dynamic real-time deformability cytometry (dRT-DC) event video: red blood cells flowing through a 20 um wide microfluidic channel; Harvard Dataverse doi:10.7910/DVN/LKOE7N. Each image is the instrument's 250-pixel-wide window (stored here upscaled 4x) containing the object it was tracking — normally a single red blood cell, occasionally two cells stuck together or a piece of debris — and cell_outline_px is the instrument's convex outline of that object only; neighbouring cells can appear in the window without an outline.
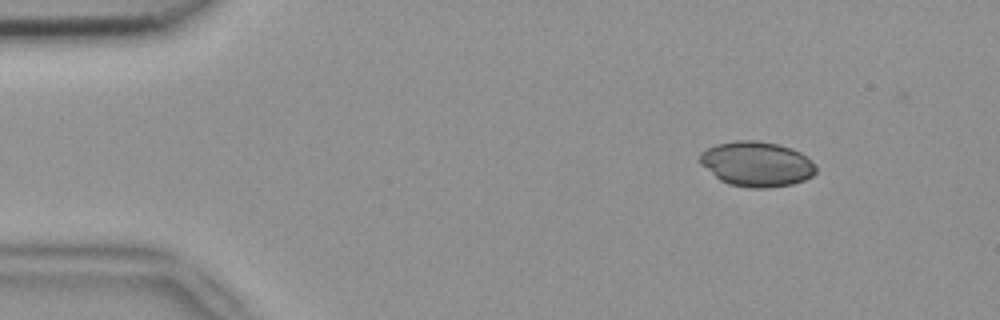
{"species": "common noctule bat (a hibernating species)", "species_latin": "Nyctalus noctula", "temperature_condition": "room temperature", "stored_images_in_passage": 46, "camera_frame_rate_fps": 3000, "um_per_image_px": 0.085, "animal": {"sex": "female", "body_mass_g": 18.4}, "frame": {"image": 1, "passage_image": 2, "time_ms": 0.333, "image_size_px": [1000, 320], "cell_outline_px": [[816, 172], [812, 176], [804, 180], [792, 184], [768, 188], [752, 188], [728, 184], [720, 180], [700, 164], [700, 152], [716, 144], [736, 140], [756, 140], [776, 144], [792, 148], [800, 152], [816, 168]], "centroid_in_image_um": [64.28, 13.94], "position_along_channel_um": 20.7, "area_um2": 30.29}}
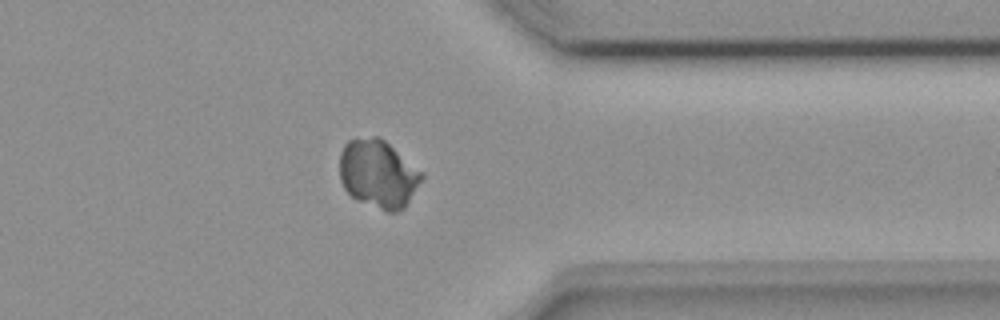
{"frame": {"image": 2, "passage_image": 36, "time_ms": 11.667, "image_size_px": [1000, 320], "cell_outline_px": [[424, 176], [404, 208], [396, 212], [388, 212], [356, 200], [344, 188], [340, 180], [340, 152], [344, 144], [348, 140], [356, 136], [380, 136], [424, 172]], "centroid_in_image_um": [32.13, 14.74], "position_along_channel_um": 379.3, "area_um2": 33.0}}
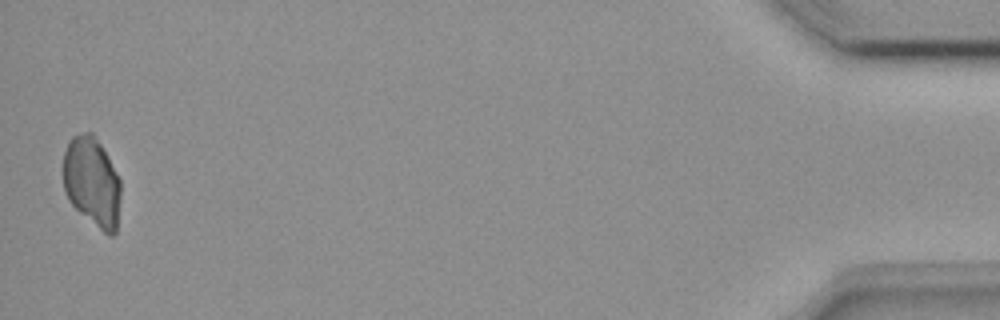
{"frame": {"image": 3, "passage_image": 46, "time_ms": 15.0, "image_size_px": [1000, 320], "cell_outline_px": [[120, 200], [116, 232], [112, 236], [108, 236], [80, 212], [68, 200], [64, 188], [64, 152], [72, 136], [80, 132], [92, 132], [100, 144], [116, 172], [120, 180]], "centroid_in_image_um": [7.82, 15.47], "position_along_channel_um": 427.4, "area_um2": 29.77}}